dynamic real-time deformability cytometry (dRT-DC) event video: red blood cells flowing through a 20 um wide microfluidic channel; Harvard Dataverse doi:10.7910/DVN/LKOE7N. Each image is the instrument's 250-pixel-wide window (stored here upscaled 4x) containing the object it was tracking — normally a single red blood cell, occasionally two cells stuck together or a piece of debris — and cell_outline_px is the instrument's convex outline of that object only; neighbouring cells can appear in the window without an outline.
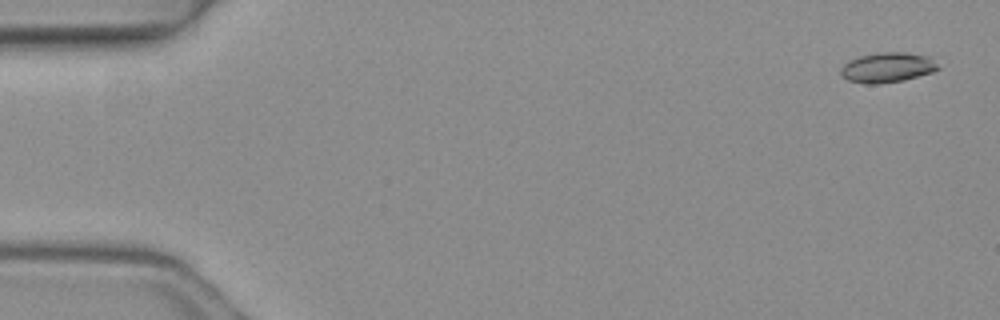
{"species": "common noctule bat (a hibernating species)", "species_latin": "Nyctalus noctula", "temperature_condition": "warm", "stored_images_in_passage": 4, "camera_frame_rate_fps": 3000, "um_per_image_px": 0.085, "animal": {"sex": "female", "body_mass_g": 19.3, "forearm_length_mm": 54.1}, "frame": {"image": 1, "passage_image": 1, "time_ms": 0.0, "image_size_px": [1000, 320], "cell_outline_px": [[940, 68], [932, 72], [904, 80], [876, 84], [868, 84], [848, 80], [840, 72], [840, 68], [848, 60], [860, 56], [876, 52], [904, 52], [932, 56]], "centroid_in_image_um": [75.45, 5.72], "position_along_channel_um": 9.5, "area_um2": 17.11}}